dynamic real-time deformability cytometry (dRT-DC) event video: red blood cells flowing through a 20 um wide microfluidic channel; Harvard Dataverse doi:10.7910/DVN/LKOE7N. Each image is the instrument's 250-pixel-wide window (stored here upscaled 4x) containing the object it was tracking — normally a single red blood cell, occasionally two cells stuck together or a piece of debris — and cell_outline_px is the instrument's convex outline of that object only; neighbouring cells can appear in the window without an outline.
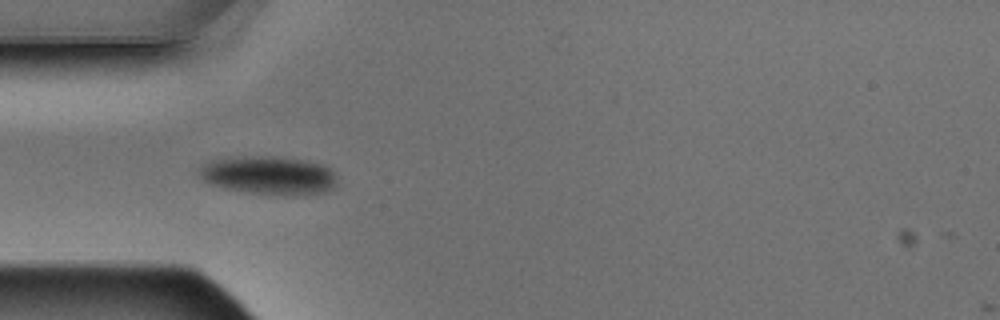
{"species": "Egyptian fruit bat (a non-hibernating species)", "species_latin": "Rousettus aegyptiacus", "temperature_condition": "warm", "stored_images_in_passage": 5, "camera_frame_rate_fps": 3000, "um_per_image_px": 0.085, "animal": {"sex": "male"}, "frame": {"image": 1, "passage_image": 4, "time_ms": 1.0, "image_size_px": [1000, 320], "cell_outline_px": [[336, 184], [332, 188], [324, 192], [284, 196], [244, 192], [224, 188], [208, 184], [196, 176], [196, 172], [200, 164], [208, 160], [240, 156], [272, 156], [308, 160], [324, 164], [336, 172]], "centroid_in_image_um": [22.78, 14.89], "position_along_channel_um": 62.2, "area_um2": 31.85}}
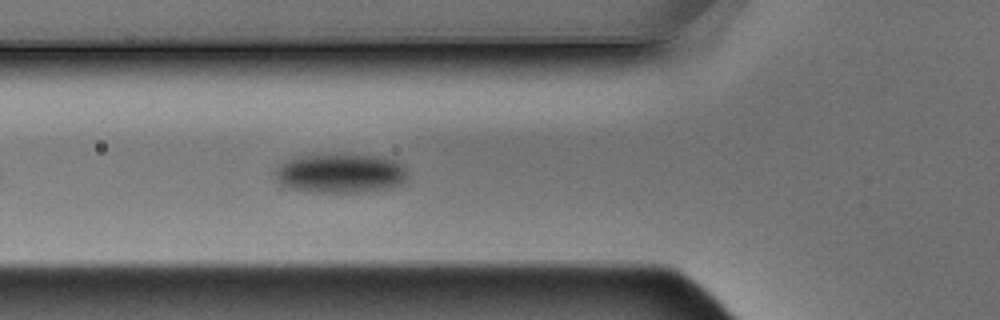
{"frame": {"image": 2, "passage_image": 5, "time_ms": 1.333, "image_size_px": [1000, 320], "cell_outline_px": [[408, 180], [392, 188], [364, 192], [316, 192], [288, 188], [276, 180], [272, 172], [284, 160], [292, 156], [344, 152], [376, 156], [396, 160], [404, 164], [408, 168]], "centroid_in_image_um": [28.95, 14.69], "position_along_channel_um": 96.9, "area_um2": 31.79}}